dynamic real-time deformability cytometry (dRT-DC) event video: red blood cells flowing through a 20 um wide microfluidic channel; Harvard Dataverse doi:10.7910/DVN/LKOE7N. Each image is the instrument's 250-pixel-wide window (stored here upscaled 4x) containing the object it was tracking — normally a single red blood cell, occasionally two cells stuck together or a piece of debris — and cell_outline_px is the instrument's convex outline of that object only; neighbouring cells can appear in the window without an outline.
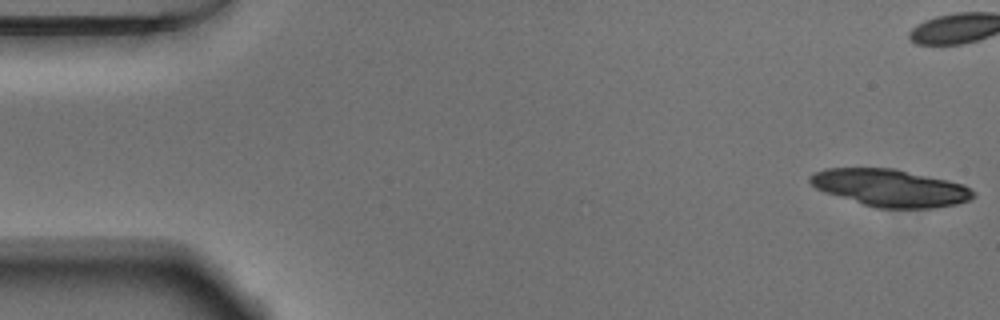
{"species": "Egyptian fruit bat (a non-hibernating species)", "species_latin": "Rousettus aegyptiacus", "temperature_condition": "warm", "stored_images_in_passage": 22, "camera_frame_rate_fps": 3000, "um_per_image_px": 0.085, "animal": {"sex": "male"}, "frame": {"image": 1, "passage_image": 1, "time_ms": 0.0, "image_size_px": [1000, 320], "cell_outline_px": [[976, 196], [968, 200], [956, 204], [936, 208], [876, 208], [824, 192], [816, 188], [808, 180], [808, 176], [824, 168], [892, 168], [948, 180], [964, 184], [976, 192]], "centroid_in_image_um": [75.69, 15.97], "position_along_channel_um": 9.3, "area_um2": 35.49}}